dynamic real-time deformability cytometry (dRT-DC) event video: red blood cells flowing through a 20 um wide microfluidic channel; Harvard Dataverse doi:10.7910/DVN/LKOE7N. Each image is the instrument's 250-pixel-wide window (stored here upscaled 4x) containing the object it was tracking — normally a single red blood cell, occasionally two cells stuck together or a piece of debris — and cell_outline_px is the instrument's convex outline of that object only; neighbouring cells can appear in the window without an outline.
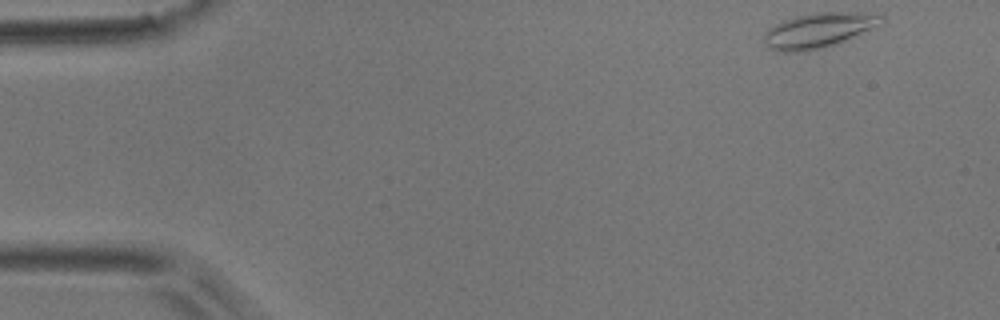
{"species": "common noctule bat (a hibernating species)", "species_latin": "Nyctalus noctula", "temperature_condition": "room temperature", "stored_images_in_passage": 11, "camera_frame_rate_fps": 3000, "um_per_image_px": 0.085, "animal": {"sex": "male", "body_mass_g": 17.9}, "frame": {"image": 1, "passage_image": 1, "time_ms": 0.0, "image_size_px": [1000, 320], "cell_outline_px": [[884, 24], [844, 40], [832, 44], [816, 48], [796, 52], [784, 52], [768, 48], [764, 44], [764, 32], [768, 28], [784, 20], [796, 16], [816, 12], [856, 12], [884, 16]], "centroid_in_image_um": [69.56, 2.56], "position_along_channel_um": 15.4, "area_um2": 23.52}}